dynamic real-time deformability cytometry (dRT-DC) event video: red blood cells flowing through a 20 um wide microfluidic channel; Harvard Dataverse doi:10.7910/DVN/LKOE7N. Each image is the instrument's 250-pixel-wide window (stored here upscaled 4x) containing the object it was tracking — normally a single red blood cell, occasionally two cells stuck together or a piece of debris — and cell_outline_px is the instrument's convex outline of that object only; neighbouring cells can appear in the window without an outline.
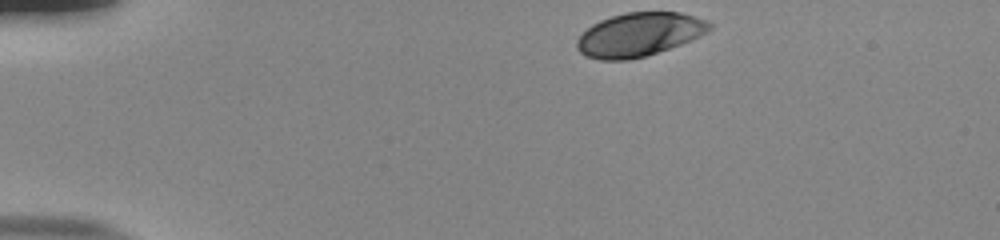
{"species": "human", "species_latin": "Homo sapiens", "temperature_condition": "room temperature", "stored_images_in_passage": 37, "camera_frame_rate_fps": 3000, "um_per_image_px": 0.085, "donor": {"sex": "male"}, "frame": {"image": 1, "passage_image": 1, "time_ms": 0.0, "image_size_px": [1000, 240], "cell_outline_px": [[712, 28], [708, 32], [700, 36], [680, 44], [644, 56], [628, 60], [600, 60], [584, 56], [576, 48], [576, 40], [592, 24], [600, 20], [624, 12], [680, 12], [708, 20], [712, 24]], "centroid_in_image_um": [54.33, 2.93], "position_along_channel_um": 30.7, "area_um2": 33.7}}
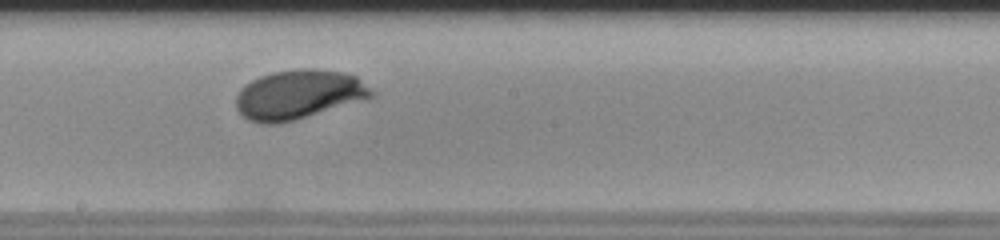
{"frame": {"image": 2, "passage_image": 22, "time_ms": 7.0, "image_size_px": [1000, 240], "cell_outline_px": [[376, 96], [292, 120], [276, 124], [260, 124], [248, 120], [236, 108], [236, 96], [240, 88], [244, 84], [260, 76], [272, 72], [300, 68], [312, 68], [344, 72], [356, 76], [376, 92]], "centroid_in_image_um": [25.37, 8.02], "position_along_channel_um": 222.8, "area_um2": 38.84}}
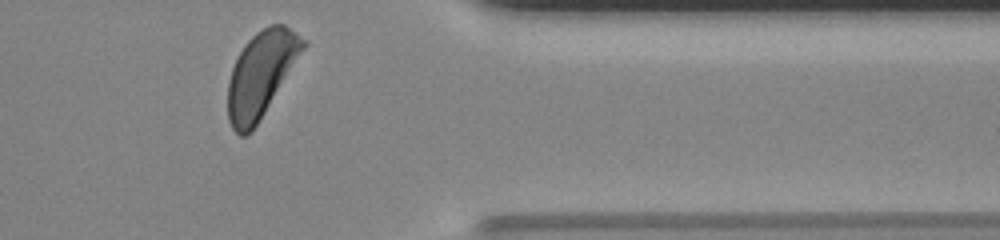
{"frame": {"image": 3, "passage_image": 36, "time_ms": 11.667, "image_size_px": [1000, 240], "cell_outline_px": [[308, 44], [252, 132], [244, 136], [240, 136], [232, 128], [228, 120], [228, 80], [232, 68], [244, 44], [256, 32], [268, 24], [284, 24], [308, 40]], "centroid_in_image_um": [22.2, 6.29], "position_along_channel_um": 389.2, "area_um2": 37.45}, "authors_computed_cell_mechanics": {"area_um2": 36.7608, "velocity_mm_per_s": 3.805, "shape_relaxation_time_tau1_ms": 4.0745, "shape_relaxation_time_tau2_ms": null, "deformation_change_tau1": 0.1823, "deformation_change_tau2": null}}